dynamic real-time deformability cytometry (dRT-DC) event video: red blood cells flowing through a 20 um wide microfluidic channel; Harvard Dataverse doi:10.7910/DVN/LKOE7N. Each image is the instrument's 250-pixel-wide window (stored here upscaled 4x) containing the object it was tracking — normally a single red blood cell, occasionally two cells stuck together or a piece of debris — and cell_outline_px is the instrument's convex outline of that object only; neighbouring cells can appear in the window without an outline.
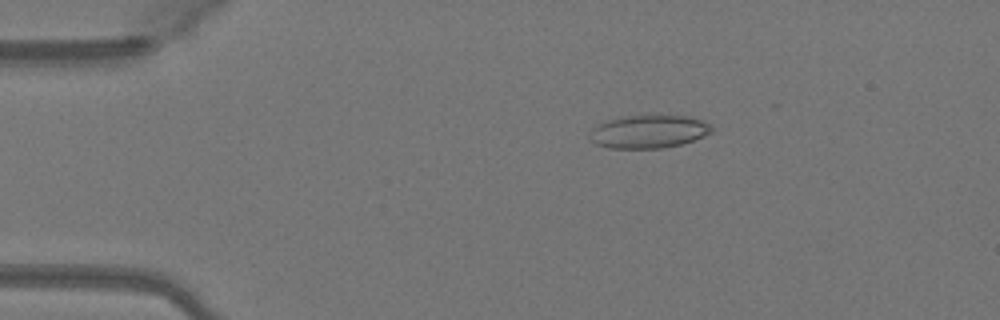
{"species": "Egyptian fruit bat (a non-hibernating species)", "species_latin": "Rousettus aegyptiacus", "temperature_condition": "warm", "stored_images_in_passage": 31, "camera_frame_rate_fps": 3000, "um_per_image_px": 0.085, "animal": {"sex": "female"}, "frame": {"image": 1, "passage_image": 4, "time_ms": 1.0, "image_size_px": [1000, 320], "cell_outline_px": [[716, 128], [712, 132], [704, 136], [680, 144], [660, 148], [608, 148], [596, 144], [588, 140], [588, 136], [592, 128], [608, 120], [620, 116], [660, 112], [688, 116], [704, 120]], "centroid_in_image_um": [55.16, 11.13], "position_along_channel_um": 29.8, "area_um2": 24.57}}
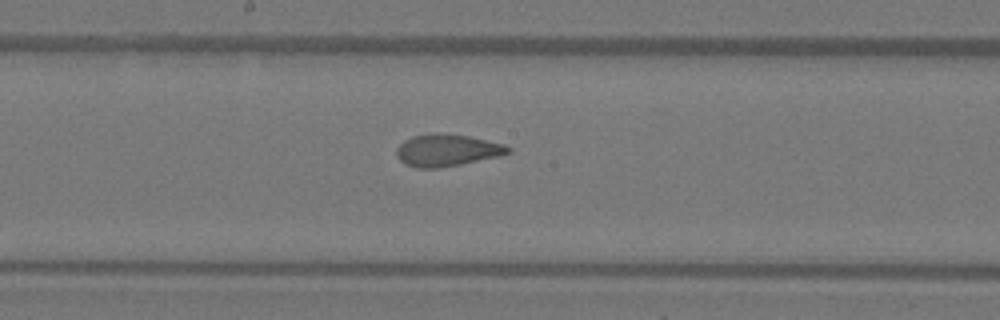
{"frame": {"image": 2, "passage_image": 21, "time_ms": 6.667, "image_size_px": [1000, 320], "cell_outline_px": [[512, 152], [500, 156], [440, 168], [416, 168], [404, 164], [396, 156], [396, 148], [404, 140], [412, 136], [436, 132], [468, 136], [504, 144], [512, 148]], "centroid_in_image_um": [37.98, 12.77], "position_along_channel_um": 210.2, "area_um2": 20.98}}
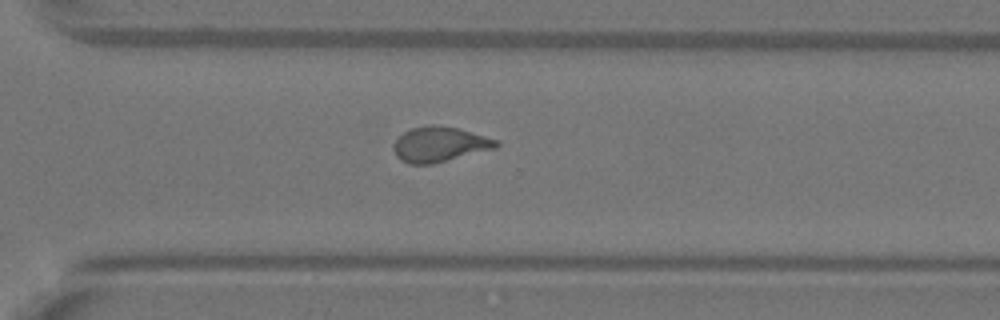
{"frame": {"image": 3, "passage_image": 30, "time_ms": 9.667, "image_size_px": [1000, 320], "cell_outline_px": [[500, 144], [496, 148], [432, 164], [408, 164], [400, 160], [396, 156], [392, 148], [392, 144], [404, 132], [412, 128], [428, 124], [432, 124], [460, 128], [496, 140]], "centroid_in_image_um": [37.33, 12.27], "position_along_channel_um": 333.3, "area_um2": 21.04}}